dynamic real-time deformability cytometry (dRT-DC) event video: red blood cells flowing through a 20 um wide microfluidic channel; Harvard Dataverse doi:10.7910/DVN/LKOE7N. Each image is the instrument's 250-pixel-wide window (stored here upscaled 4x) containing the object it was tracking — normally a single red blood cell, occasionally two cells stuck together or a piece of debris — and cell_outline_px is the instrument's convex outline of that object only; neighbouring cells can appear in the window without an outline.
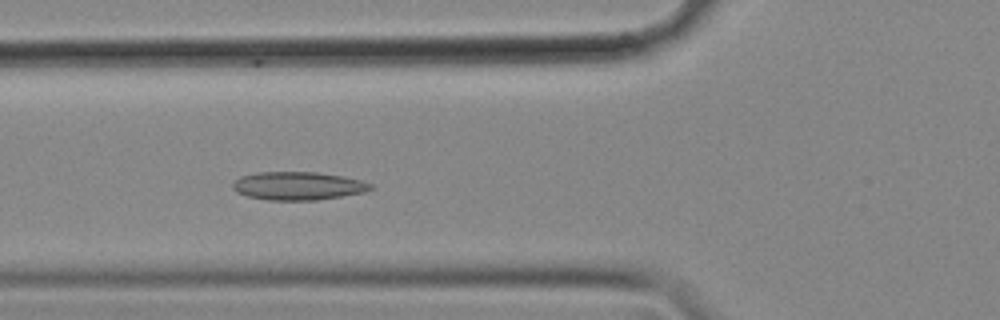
{"species": "common noctule bat (a hibernating species)", "species_latin": "Nyctalus noctula", "temperature_condition": "cold", "stored_images_in_passage": 56, "camera_frame_rate_fps": 3000, "um_per_image_px": 0.085, "animal": {"sex": "female", "body_mass_g": 18.4}, "frame": {"image": 1, "passage_image": 20, "time_ms": 6.333, "image_size_px": [1000, 320], "cell_outline_px": [[372, 188], [364, 192], [316, 200], [268, 200], [248, 196], [236, 192], [232, 188], [232, 184], [240, 176], [256, 172], [316, 172], [340, 176], [360, 180], [372, 184]], "centroid_in_image_um": [25.28, 15.8], "position_along_channel_um": 100.5, "area_um2": 22.48}}
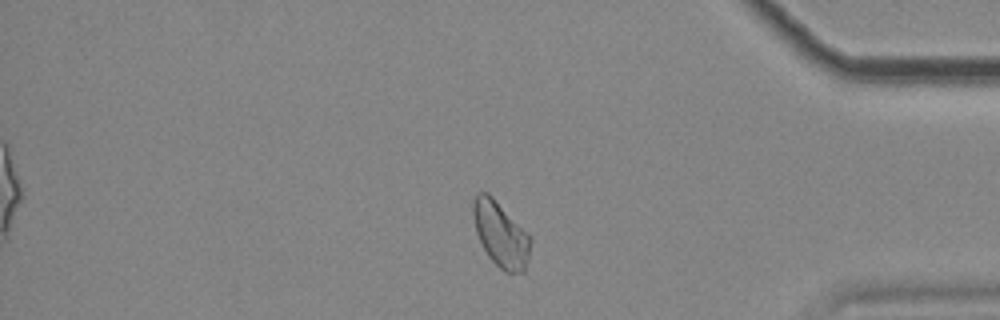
{"frame": {"image": 2, "passage_image": 47, "time_ms": 15.333, "image_size_px": [1000, 320], "cell_outline_px": [[532, 240], [524, 272], [504, 272], [488, 256], [476, 232], [472, 216], [472, 204], [476, 196], [480, 192], [488, 192], [532, 236]], "centroid_in_image_um": [42.56, 19.9], "position_along_channel_um": 392.6, "area_um2": 21.73}}
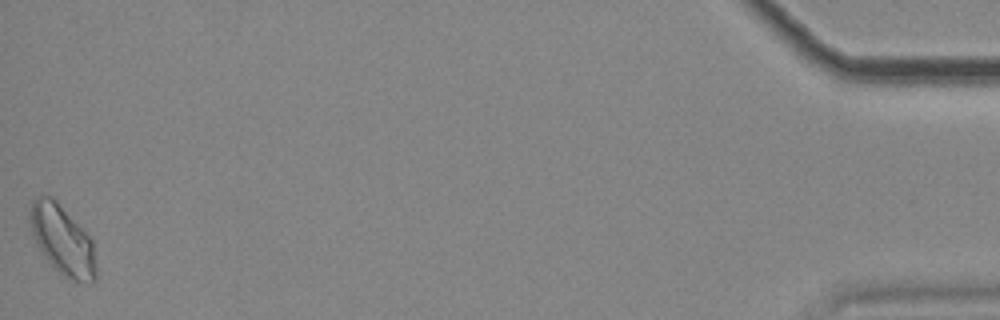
{"frame": {"image": 3, "passage_image": 56, "time_ms": 18.333, "image_size_px": [1000, 320], "cell_outline_px": [[96, 280], [92, 284], [72, 280], [64, 276], [40, 252], [32, 236], [28, 220], [28, 212], [32, 200], [36, 196], [52, 196], [56, 200], [92, 240], [96, 264]], "centroid_in_image_um": [5.27, 20.4], "position_along_channel_um": 429.9, "area_um2": 26.88}, "authors_computed_cell_mechanics": {"area_um2": 21.8195, "velocity_mm_per_s": 3.5314, "shape_relaxation_time_tau1_ms": null, "shape_relaxation_time_tau2_ms": 7.5972, "deformation_change_tau1": null, "deformation_change_tau2": 0.1216}}